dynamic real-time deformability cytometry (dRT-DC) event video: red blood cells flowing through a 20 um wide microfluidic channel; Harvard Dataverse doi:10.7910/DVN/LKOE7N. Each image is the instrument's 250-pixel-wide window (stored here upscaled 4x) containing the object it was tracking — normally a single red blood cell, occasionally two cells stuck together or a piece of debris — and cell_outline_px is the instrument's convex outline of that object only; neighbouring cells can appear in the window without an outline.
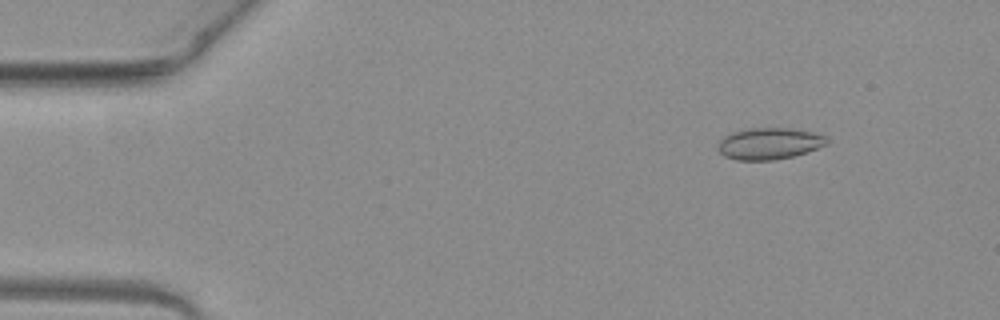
{"species": "common noctule bat (a hibernating species)", "species_latin": "Nyctalus noctula", "temperature_condition": "warm", "stored_images_in_passage": 10, "camera_frame_rate_fps": 3000, "um_per_image_px": 0.085, "animal": {"sex": "female", "body_mass_g": 19.3, "forearm_length_mm": 54.1}, "frame": {"image": 1, "passage_image": 1, "time_ms": 0.0, "image_size_px": [1000, 320], "cell_outline_px": [[828, 144], [808, 152], [792, 156], [772, 160], [736, 160], [724, 156], [720, 152], [720, 140], [724, 136], [732, 132], [752, 128], [788, 128], [812, 132], [824, 136], [828, 140]], "centroid_in_image_um": [65.4, 12.21], "position_along_channel_um": 19.6, "area_um2": 19.83}}